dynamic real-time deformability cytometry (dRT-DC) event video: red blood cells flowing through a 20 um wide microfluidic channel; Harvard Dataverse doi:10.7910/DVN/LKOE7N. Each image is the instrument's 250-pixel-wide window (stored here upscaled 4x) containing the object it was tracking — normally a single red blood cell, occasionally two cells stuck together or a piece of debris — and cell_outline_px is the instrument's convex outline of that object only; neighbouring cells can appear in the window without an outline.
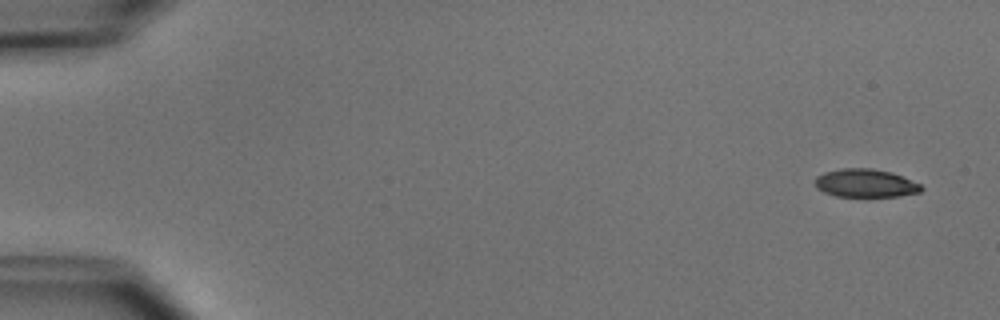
{"species": "common noctule bat (a hibernating species)", "species_latin": "Nyctalus noctula", "temperature_condition": "cold", "stored_images_in_passage": 4, "camera_frame_rate_fps": 3000, "um_per_image_px": 0.085, "animal": {"sex": "male", "body_mass_g": 15.6}, "frame": {"image": 1, "passage_image": 1, "time_ms": 0.0, "image_size_px": [1000, 320], "cell_outline_px": [[924, 188], [920, 192], [900, 196], [836, 196], [824, 192], [816, 188], [812, 180], [816, 176], [824, 172], [840, 168], [872, 168], [892, 172], [920, 184]], "centroid_in_image_um": [73.52, 15.56], "position_along_channel_um": 11.5, "area_um2": 17.63}}
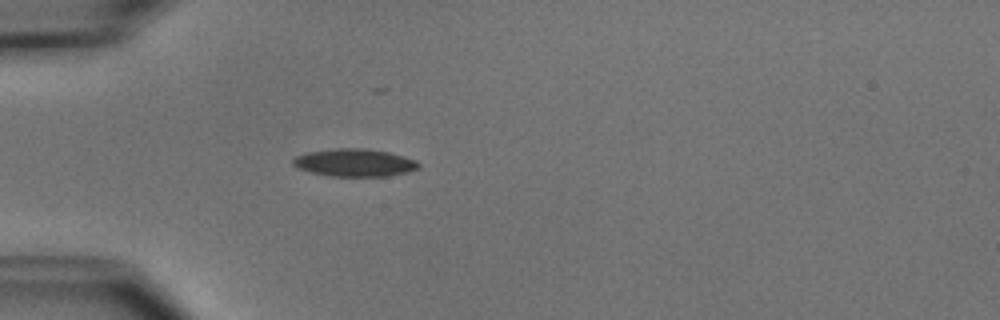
{"frame": {"image": 2, "passage_image": 4, "time_ms": 4.333, "image_size_px": [1000, 320], "cell_outline_px": [[420, 168], [408, 172], [388, 176], [328, 176], [296, 168], [292, 164], [292, 160], [296, 156], [304, 152], [332, 148], [364, 148], [388, 152], [404, 156], [416, 160], [420, 164]], "centroid_in_image_um": [30.12, 13.82], "position_along_channel_um": 54.9, "area_um2": 20.52}}